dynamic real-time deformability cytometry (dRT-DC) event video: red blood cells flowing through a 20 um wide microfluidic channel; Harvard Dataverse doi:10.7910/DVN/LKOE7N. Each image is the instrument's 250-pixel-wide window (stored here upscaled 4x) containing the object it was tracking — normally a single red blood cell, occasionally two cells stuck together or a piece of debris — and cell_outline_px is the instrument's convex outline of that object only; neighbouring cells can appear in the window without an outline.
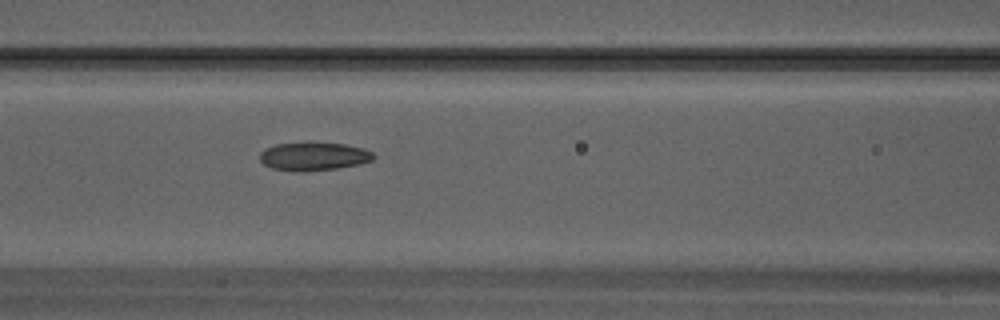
{"species": "Egyptian fruit bat (a non-hibernating species)", "species_latin": "Rousettus aegyptiacus", "temperature_condition": "warm", "stored_images_in_passage": 33, "camera_frame_rate_fps": 3000, "um_per_image_px": 0.085, "animal": {"sex": "male"}, "frame": {"image": 1, "passage_image": 15, "time_ms": 4.667, "image_size_px": [1000, 320], "cell_outline_px": [[376, 156], [372, 160], [360, 164], [336, 168], [300, 172], [296, 172], [272, 168], [264, 164], [260, 160], [260, 152], [264, 148], [276, 144], [344, 144], [364, 148], [372, 152]], "centroid_in_image_um": [26.66, 13.31], "position_along_channel_um": 139.9, "area_um2": 18.38}}
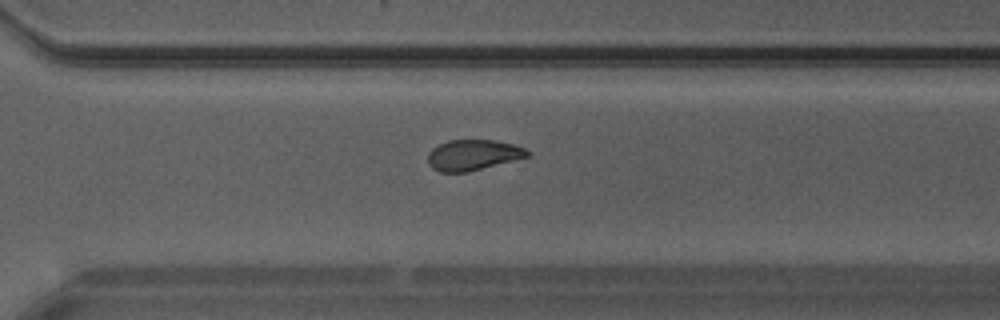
{"frame": {"image": 2, "passage_image": 24, "time_ms": 7.667, "image_size_px": [1000, 320], "cell_outline_px": [[528, 156], [468, 172], [440, 172], [432, 168], [428, 164], [428, 152], [432, 148], [448, 140], [492, 140], [512, 144], [524, 148], [528, 152]], "centroid_in_image_um": [40.14, 13.18], "position_along_channel_um": 330.5, "area_um2": 17.51}}
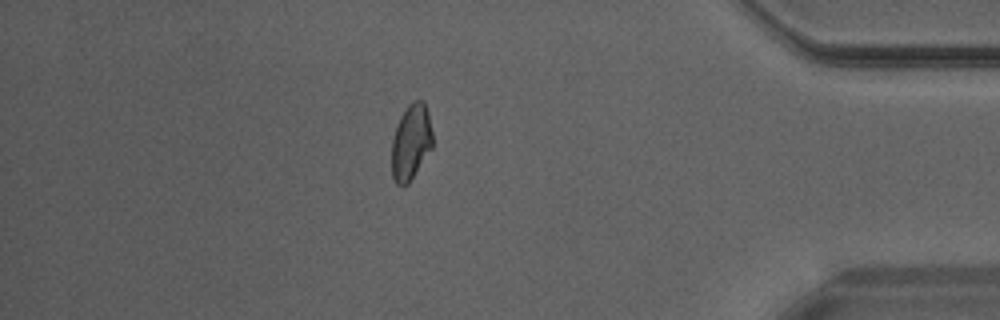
{"frame": {"image": 3, "passage_image": 29, "time_ms": 9.333, "image_size_px": [1000, 320], "cell_outline_px": [[432, 148], [408, 184], [404, 188], [400, 188], [396, 184], [392, 176], [392, 140], [396, 124], [400, 116], [408, 104], [412, 100], [424, 100], [428, 112], [432, 132]], "centroid_in_image_um": [34.92, 12.09], "position_along_channel_um": 400.3, "area_um2": 18.32}}